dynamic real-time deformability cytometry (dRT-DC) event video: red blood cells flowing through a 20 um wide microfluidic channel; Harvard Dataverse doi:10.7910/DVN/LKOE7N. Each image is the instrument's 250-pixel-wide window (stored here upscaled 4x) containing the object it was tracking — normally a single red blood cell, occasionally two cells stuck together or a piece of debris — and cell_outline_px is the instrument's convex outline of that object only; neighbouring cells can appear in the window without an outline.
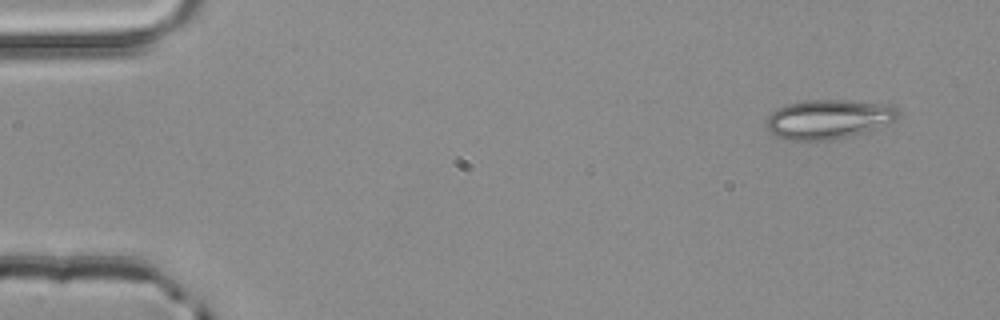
{"species": "common noctule bat (a hibernating species)", "species_latin": "Nyctalus noctula", "temperature_condition": "room temperature", "stored_images_in_passage": 4, "camera_frame_rate_fps": 3000, "um_per_image_px": 0.085, "animal": {"sex": "male", "body_mass_g": 20.4}, "frame": {"image": 1, "passage_image": 1, "time_ms": 0.0, "image_size_px": [1000, 320], "cell_outline_px": [[900, 116], [896, 120], [888, 124], [864, 132], [828, 140], [784, 140], [776, 136], [764, 124], [764, 120], [776, 108], [788, 104], [808, 100], [840, 100], [888, 104], [896, 108], [900, 112]], "centroid_in_image_um": [70.4, 10.13], "position_along_channel_um": 14.6, "area_um2": 30.17}}
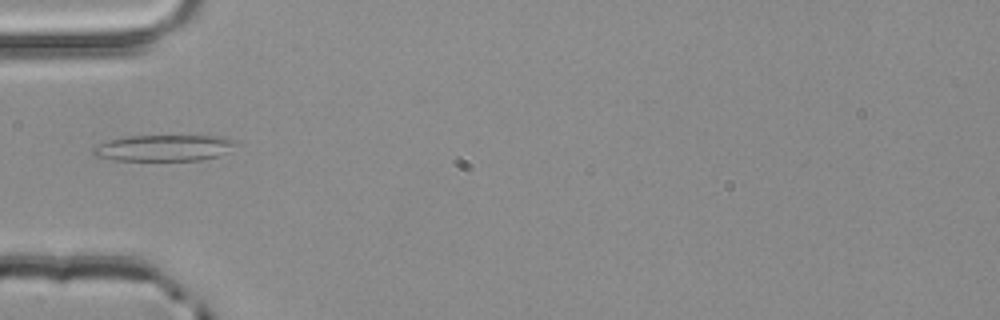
{"frame": {"image": 2, "passage_image": 4, "time_ms": 1.0, "image_size_px": [1000, 320], "cell_outline_px": [[240, 144], [232, 152], [220, 156], [200, 160], [112, 160], [92, 156], [92, 148], [96, 144], [108, 140], [128, 136], [220, 136], [236, 140]], "centroid_in_image_um": [13.99, 12.58], "position_along_channel_um": 71.0, "area_um2": 22.37}}